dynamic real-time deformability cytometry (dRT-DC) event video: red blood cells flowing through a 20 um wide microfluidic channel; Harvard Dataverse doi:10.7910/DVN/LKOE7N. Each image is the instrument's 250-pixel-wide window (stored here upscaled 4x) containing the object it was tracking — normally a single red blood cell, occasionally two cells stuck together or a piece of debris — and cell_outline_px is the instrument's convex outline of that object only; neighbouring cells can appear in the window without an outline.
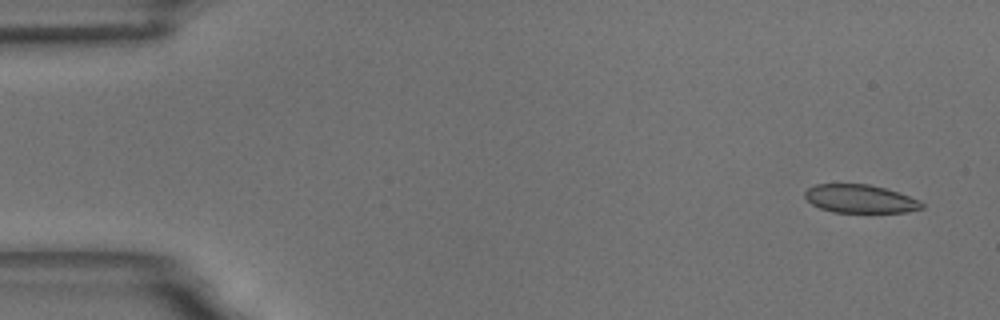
{"species": "common noctule bat (a hibernating species)", "species_latin": "Nyctalus noctula", "temperature_condition": "room temperature", "stored_images_in_passage": 4, "camera_frame_rate_fps": 3000, "um_per_image_px": 0.085, "animal": {"sex": "male", "body_mass_g": 18.8}, "frame": {"image": 1, "passage_image": 1, "time_ms": 0.0, "image_size_px": [1000, 320], "cell_outline_px": [[924, 208], [908, 212], [832, 212], [820, 208], [812, 204], [804, 196], [804, 192], [808, 188], [816, 184], [868, 184], [884, 188], [920, 200], [924, 204]], "centroid_in_image_um": [73.11, 16.9], "position_along_channel_um": 11.9, "area_um2": 19.19}}
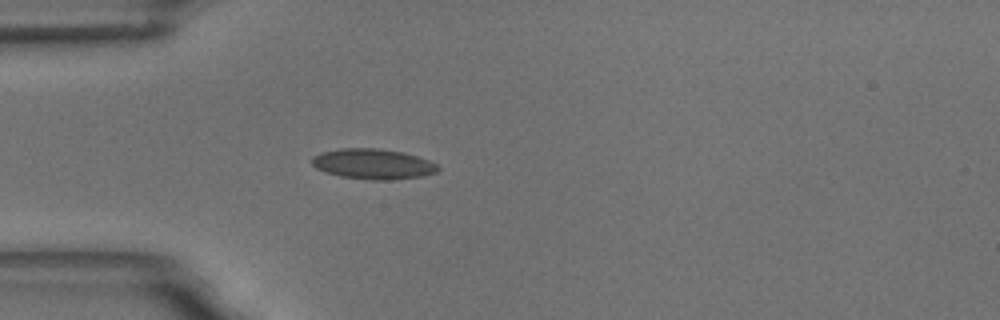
{"frame": {"image": 2, "passage_image": 4, "time_ms": 4.333, "image_size_px": [1000, 320], "cell_outline_px": [[440, 168], [436, 172], [424, 176], [392, 180], [372, 180], [340, 176], [324, 172], [316, 168], [312, 164], [312, 156], [320, 152], [340, 148], [376, 148], [400, 152], [416, 156], [428, 160], [436, 164]], "centroid_in_image_um": [31.68, 13.94], "position_along_channel_um": 53.3, "area_um2": 22.31}}